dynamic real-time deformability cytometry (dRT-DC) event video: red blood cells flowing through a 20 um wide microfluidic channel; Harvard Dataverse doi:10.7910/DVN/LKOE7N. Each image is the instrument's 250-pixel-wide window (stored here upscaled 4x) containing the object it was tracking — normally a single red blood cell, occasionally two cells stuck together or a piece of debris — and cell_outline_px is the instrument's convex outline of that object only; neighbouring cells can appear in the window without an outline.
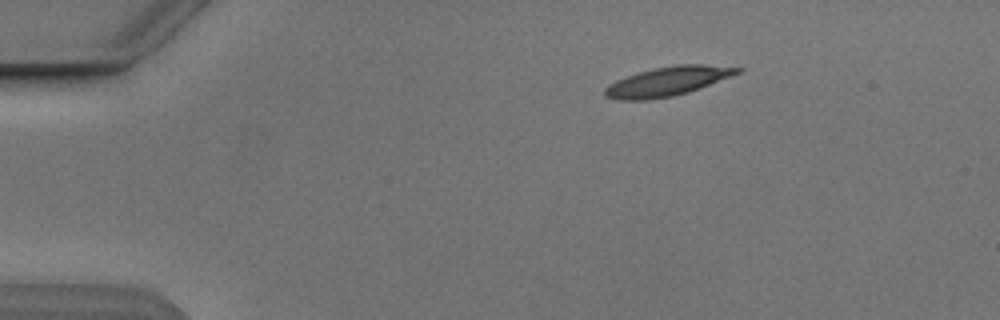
{"species": "Egyptian fruit bat (a non-hibernating species)", "species_latin": "Rousettus aegyptiacus", "temperature_condition": "cold", "stored_images_in_passage": 4, "camera_frame_rate_fps": 3000, "um_per_image_px": 0.085, "animal": {"sex": "male"}, "frame": {"image": 1, "passage_image": 1, "time_ms": 0.0, "image_size_px": [1000, 320], "cell_outline_px": [[744, 68], [740, 72], [688, 92], [672, 96], [648, 100], [620, 100], [604, 96], [604, 88], [608, 84], [616, 80], [652, 68], [676, 64], [704, 64]], "centroid_in_image_um": [56.7, 6.91], "position_along_channel_um": 28.3, "area_um2": 22.31}}
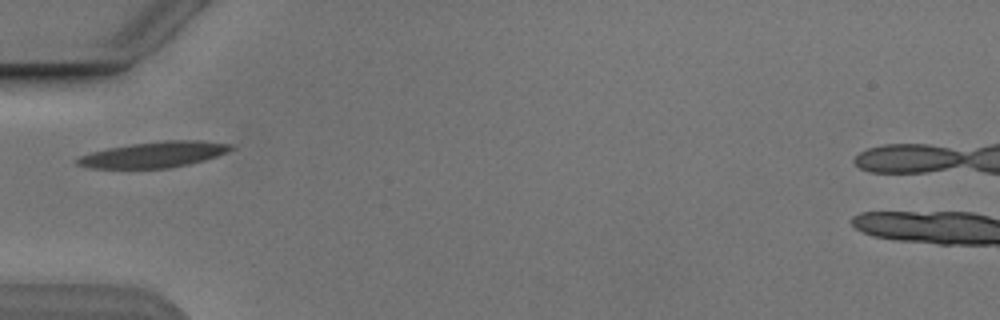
{"frame": {"image": 2, "passage_image": 3, "time_ms": 3.0, "image_size_px": [1000, 320], "cell_outline_px": [[236, 148], [228, 152], [204, 160], [188, 164], [168, 168], [88, 168], [76, 164], [72, 160], [80, 156], [92, 152], [108, 148], [132, 144], [164, 140], [200, 140], [232, 144]], "centroid_in_image_um": [13.09, 13.13], "position_along_channel_um": 71.9, "area_um2": 23.18}}
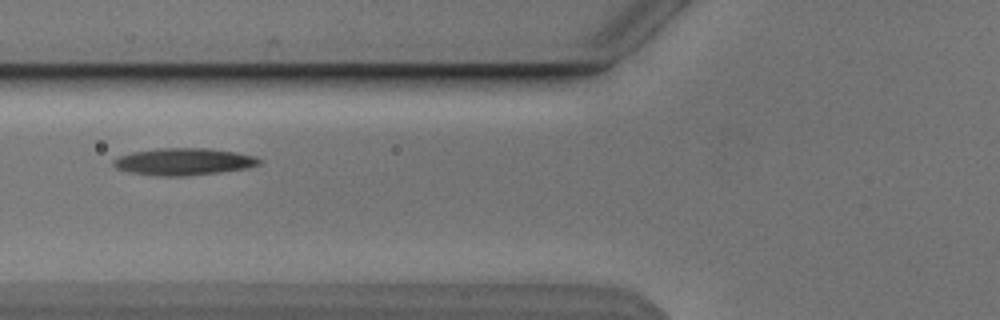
{"frame": {"image": 3, "passage_image": 4, "time_ms": 4.0, "image_size_px": [1000, 320], "cell_outline_px": [[264, 160], [260, 164], [248, 168], [220, 172], [184, 176], [160, 176], [128, 172], [116, 168], [112, 164], [112, 160], [120, 156], [132, 152], [160, 148], [208, 148], [236, 152], [256, 156]], "centroid_in_image_um": [15.64, 13.74], "position_along_channel_um": 110.2, "area_um2": 23.12}}